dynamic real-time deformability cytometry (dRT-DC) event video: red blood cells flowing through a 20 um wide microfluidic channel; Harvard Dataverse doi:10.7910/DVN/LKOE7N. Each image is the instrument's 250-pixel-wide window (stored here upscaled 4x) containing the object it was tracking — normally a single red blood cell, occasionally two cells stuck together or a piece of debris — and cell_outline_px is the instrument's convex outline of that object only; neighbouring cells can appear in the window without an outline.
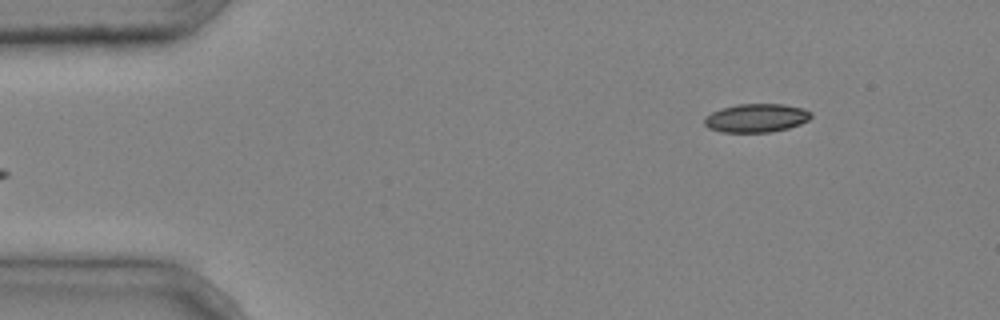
{"species": "common noctule bat (a hibernating species)", "species_latin": "Nyctalus noctula", "temperature_condition": "cold", "stored_images_in_passage": 5, "segment_of_instrument_passage": [2, 2], "camera_frame_rate_fps": 3000, "um_per_image_px": 0.085, "animal": {"sex": "male", "body_mass_g": 20.4}, "frame": {"image": 1, "passage_image": 5, "time_ms": 1.333, "image_size_px": [1000, 320], "cell_outline_px": [[812, 116], [808, 120], [800, 124], [788, 128], [772, 132], [720, 132], [708, 128], [704, 124], [704, 120], [712, 112], [720, 108], [736, 104], [784, 104], [804, 108], [812, 112]], "centroid_in_image_um": [64.3, 10.02], "position_along_channel_um": 20.7, "area_um2": 17.86}}